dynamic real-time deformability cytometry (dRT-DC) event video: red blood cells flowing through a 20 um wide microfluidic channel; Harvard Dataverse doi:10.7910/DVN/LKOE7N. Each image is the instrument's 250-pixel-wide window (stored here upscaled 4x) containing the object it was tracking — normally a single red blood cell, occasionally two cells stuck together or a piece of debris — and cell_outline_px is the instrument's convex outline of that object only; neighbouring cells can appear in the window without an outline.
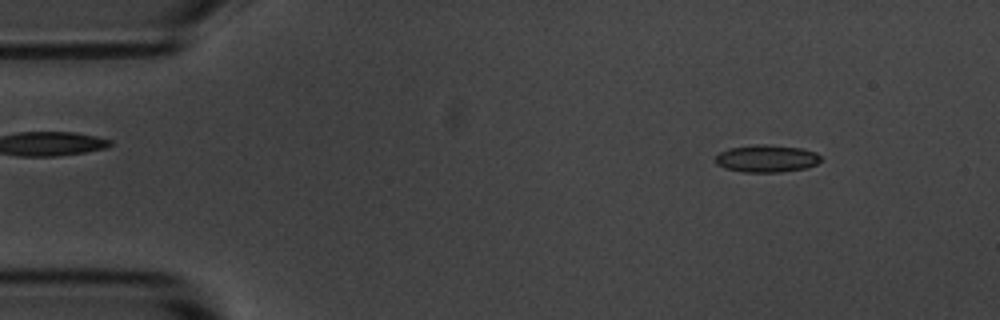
{"species": "common noctule bat (a hibernating species)", "species_latin": "Nyctalus noctula", "temperature_condition": "room temperature", "stored_images_in_passage": 55, "camera_frame_rate_fps": 3000, "um_per_image_px": 0.085, "animal": {"sex": "male", "body_mass_g": 20.1, "forearm_length_mm": 53.5}, "frame": {"image": 1, "passage_image": 6, "time_ms": 1.667, "image_size_px": [1000, 320], "cell_outline_px": [[820, 160], [816, 164], [808, 168], [780, 172], [744, 172], [724, 168], [716, 164], [716, 156], [720, 152], [728, 148], [756, 144], [764, 144], [800, 148], [816, 152], [820, 156]], "centroid_in_image_um": [65.15, 13.48], "position_along_channel_um": 19.8, "area_um2": 16.82}}
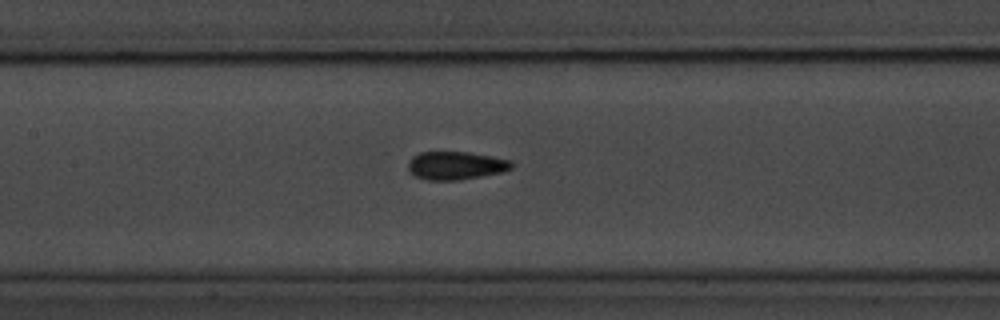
{"frame": {"image": 2, "passage_image": 25, "time_ms": 8.0, "image_size_px": [1000, 320], "cell_outline_px": [[512, 168], [504, 172], [460, 180], [428, 180], [416, 176], [408, 168], [408, 160], [412, 156], [420, 152], [468, 152], [492, 156], [512, 160]], "centroid_in_image_um": [38.76, 14.06], "position_along_channel_um": 168.6, "area_um2": 17.05}}
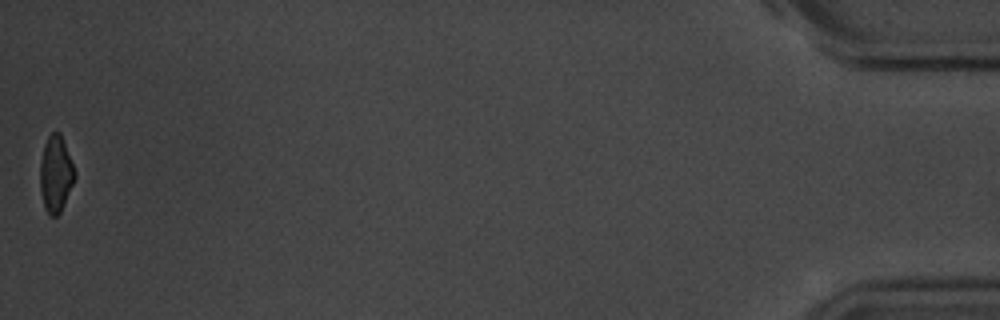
{"frame": {"image": 3, "passage_image": 55, "time_ms": 18.0, "image_size_px": [1000, 320], "cell_outline_px": [[76, 176], [64, 204], [60, 212], [56, 216], [48, 216], [44, 208], [40, 192], [40, 160], [44, 144], [48, 136], [52, 132], [60, 132], [76, 172]], "centroid_in_image_um": [4.72, 14.8], "position_along_channel_um": 430.5, "area_um2": 15.55}, "authors_computed_cell_mechanics": {"area_um2": 16.473, "velocity_mm_per_s": 3.5974, "shape_relaxation_time_tau1_ms": 5.9618, "shape_relaxation_time_tau2_ms": 2.7925, "deformation_change_tau1": 0.1398, "deformation_change_tau2": 0.0932}}